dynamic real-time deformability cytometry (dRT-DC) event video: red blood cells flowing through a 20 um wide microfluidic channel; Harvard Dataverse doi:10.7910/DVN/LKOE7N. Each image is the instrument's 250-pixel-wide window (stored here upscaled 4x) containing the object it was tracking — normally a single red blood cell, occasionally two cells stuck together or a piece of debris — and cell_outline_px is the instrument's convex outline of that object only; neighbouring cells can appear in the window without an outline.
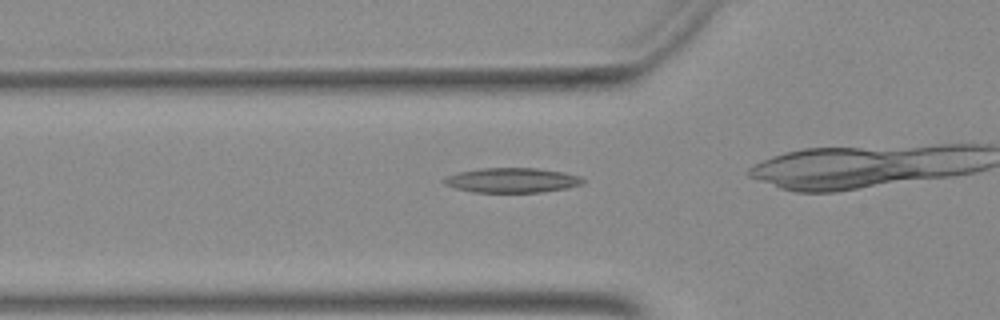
{"species": "Egyptian fruit bat (a non-hibernating species)", "species_latin": "Rousettus aegyptiacus", "temperature_condition": "warm", "stored_images_in_passage": 24, "camera_frame_rate_fps": 3000, "um_per_image_px": 0.085, "animal": {"sex": "female"}, "frame": {"image": 1, "passage_image": 2, "time_ms": 0.333, "image_size_px": [1000, 320], "cell_outline_px": [[584, 180], [580, 184], [564, 188], [540, 192], [472, 192], [456, 188], [444, 184], [440, 180], [444, 176], [456, 172], [480, 168], [536, 168], [564, 172], [580, 176]], "centroid_in_image_um": [43.42, 15.31], "position_along_channel_um": 82.4, "area_um2": 20.06}}
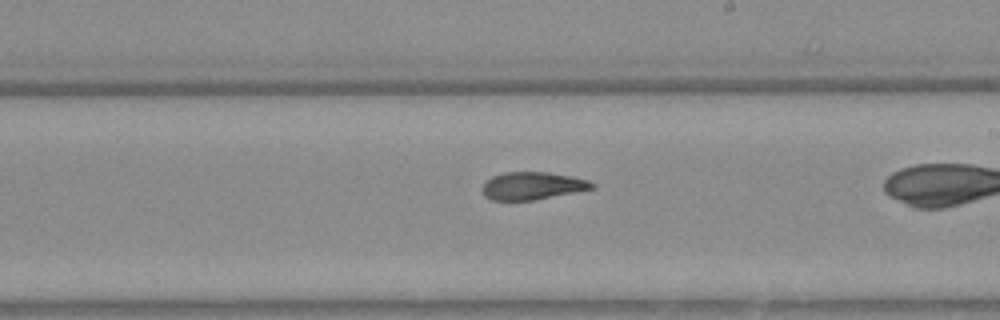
{"frame": {"image": 2, "passage_image": 14, "time_ms": 4.333, "image_size_px": [1000, 320], "cell_outline_px": [[596, 188], [532, 200], [492, 200], [484, 196], [484, 184], [492, 176], [504, 172], [548, 172], [572, 176], [588, 180], [596, 184]], "centroid_in_image_um": [45.29, 15.78], "position_along_channel_um": 243.7, "area_um2": 17.51}}
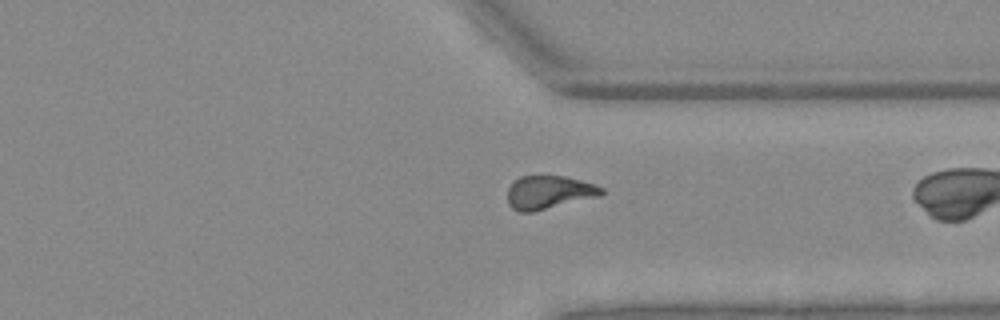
{"frame": {"image": 3, "passage_image": 23, "time_ms": 7.333, "image_size_px": [1000, 320], "cell_outline_px": [[604, 192], [600, 196], [532, 212], [520, 212], [512, 208], [508, 204], [508, 188], [512, 180], [520, 176], [564, 176], [596, 184], [604, 188]], "centroid_in_image_um": [46.65, 16.34], "position_along_channel_um": 364.8, "area_um2": 18.38}}